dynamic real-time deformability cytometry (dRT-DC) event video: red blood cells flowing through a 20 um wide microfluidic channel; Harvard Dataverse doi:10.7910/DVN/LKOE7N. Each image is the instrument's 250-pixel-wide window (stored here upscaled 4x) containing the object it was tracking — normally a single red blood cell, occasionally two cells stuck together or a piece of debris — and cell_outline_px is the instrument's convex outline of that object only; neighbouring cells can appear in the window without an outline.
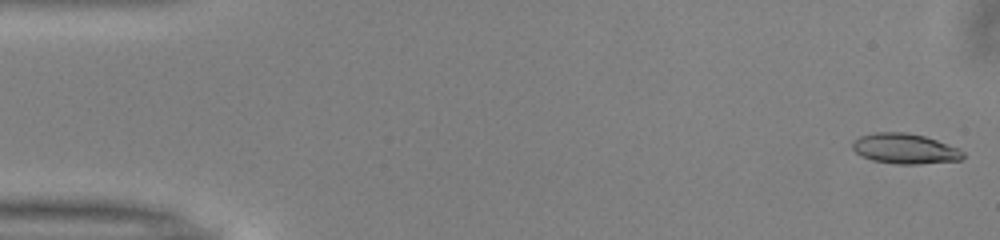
{"species": "common noctule bat (a hibernating species)", "species_latin": "Nyctalus noctula", "temperature_condition": "warm", "stored_images_in_passage": 50, "camera_frame_rate_fps": 3000, "um_per_image_px": 0.085, "animal": {"sex": "male", "body_mass_g": 13.0, "forearm_length_mm": 53.1}, "frame": {"image": 1, "passage_image": 1, "time_ms": 0.0, "image_size_px": [1000, 240], "cell_outline_px": [[964, 156], [960, 160], [916, 164], [896, 164], [872, 160], [856, 152], [852, 148], [852, 140], [860, 136], [872, 132], [908, 132], [924, 136], [936, 140], [956, 148], [964, 152]], "centroid_in_image_um": [76.87, 12.62], "position_along_channel_um": 8.1, "area_um2": 19.36}}
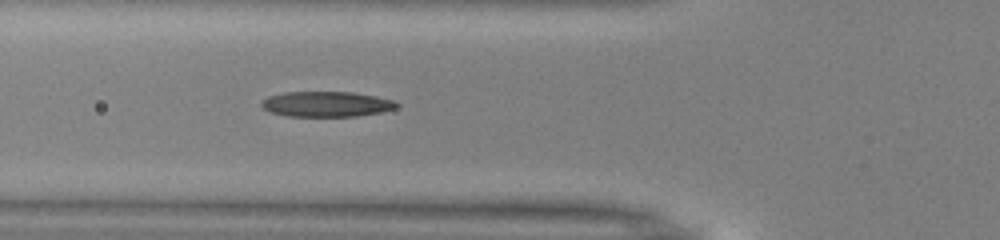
{"frame": {"image": 2, "passage_image": 18, "time_ms": 5.667, "image_size_px": [1000, 240], "cell_outline_px": [[400, 104], [396, 108], [380, 112], [356, 116], [288, 116], [272, 112], [264, 108], [260, 104], [260, 100], [268, 96], [284, 92], [352, 92], [376, 96], [392, 100]], "centroid_in_image_um": [27.73, 8.84], "position_along_channel_um": 98.1, "area_um2": 19.88}}
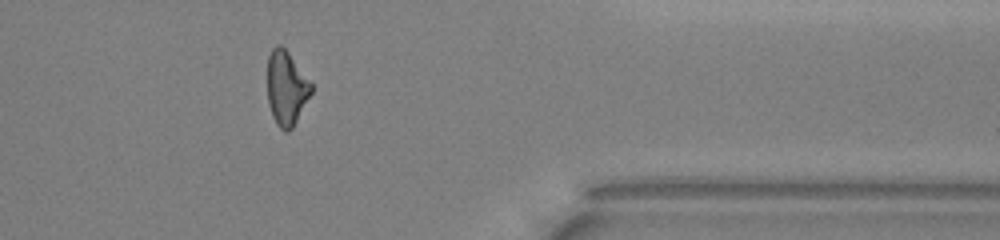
{"frame": {"image": 3, "passage_image": 41, "time_ms": 13.333, "image_size_px": [1000, 240], "cell_outline_px": [[312, 92], [292, 128], [288, 132], [284, 132], [276, 124], [272, 116], [268, 104], [268, 56], [272, 48], [276, 44], [280, 44], [288, 52], [312, 84]], "centroid_in_image_um": [24.33, 7.5], "position_along_channel_um": 387.1, "area_um2": 18.84}, "authors_computed_cell_mechanics": {"area_um2": 19.652, "velocity_mm_per_s": 4.0388, "shape_relaxation_time_tau1_ms": 6.8541, "shape_relaxation_time_tau2_ms": 2.7753, "deformation_change_tau1": 0.2089, "deformation_change_tau2": 0.1286}}